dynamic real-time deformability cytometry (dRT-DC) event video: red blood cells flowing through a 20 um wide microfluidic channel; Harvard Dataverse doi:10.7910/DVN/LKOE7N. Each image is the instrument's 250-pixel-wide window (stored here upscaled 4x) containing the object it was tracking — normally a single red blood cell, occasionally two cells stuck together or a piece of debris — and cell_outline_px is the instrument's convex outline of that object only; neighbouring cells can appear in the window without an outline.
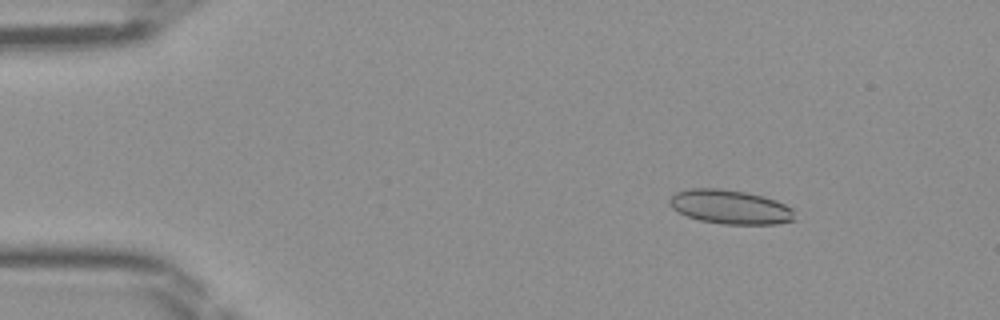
{"species": "Egyptian fruit bat (a non-hibernating species)", "species_latin": "Rousettus aegyptiacus", "temperature_condition": "room temperature", "stored_images_in_passage": 47, "camera_frame_rate_fps": 3000, "um_per_image_px": 0.085, "frame": {"image": 1, "passage_image": 7, "time_ms": 2.0, "image_size_px": [1000, 320], "cell_outline_px": [[796, 220], [776, 224], [724, 224], [700, 220], [688, 216], [672, 208], [668, 204], [668, 200], [676, 192], [692, 188], [720, 188], [748, 192], [764, 196], [776, 200], [792, 208]], "centroid_in_image_um": [62.08, 17.58], "position_along_channel_um": 22.9, "area_um2": 24.97}}
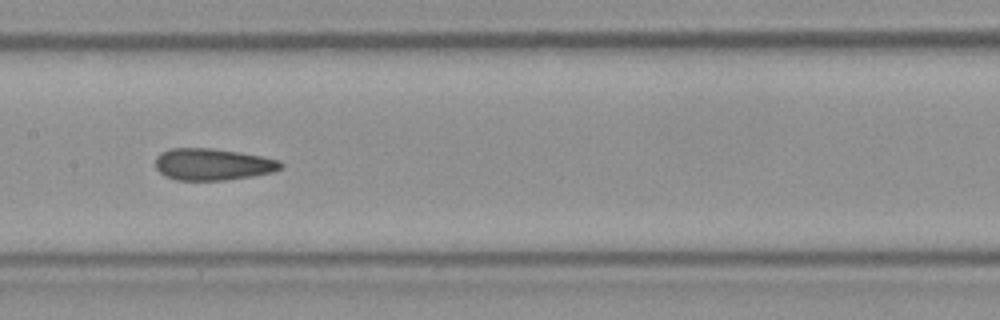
{"frame": {"image": 2, "passage_image": 24, "time_ms": 7.667, "image_size_px": [1000, 320], "cell_outline_px": [[284, 164], [280, 168], [272, 172], [252, 176], [224, 180], [176, 180], [164, 176], [156, 168], [156, 156], [160, 152], [172, 148], [212, 148], [240, 152], [280, 160]], "centroid_in_image_um": [18.06, 13.96], "position_along_channel_um": 189.3, "area_um2": 23.24}}
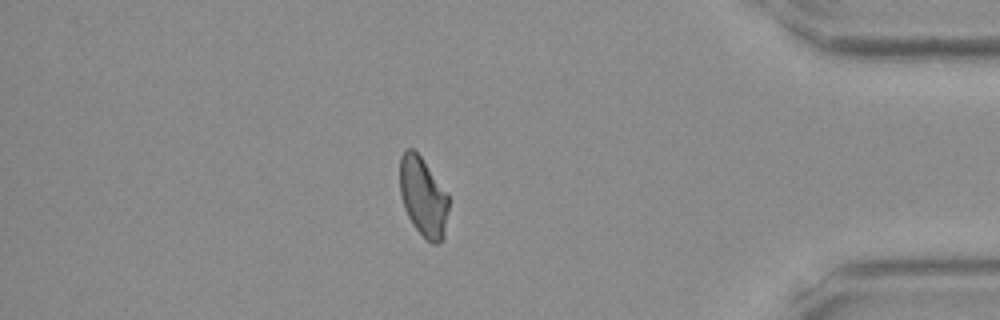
{"frame": {"image": 3, "passage_image": 41, "time_ms": 13.333, "image_size_px": [1000, 320], "cell_outline_px": [[448, 208], [444, 240], [436, 244], [432, 244], [412, 224], [404, 208], [400, 192], [400, 156], [408, 148], [412, 148], [420, 156], [448, 192]], "centroid_in_image_um": [35.98, 16.74], "position_along_channel_um": 399.2, "area_um2": 22.54}}